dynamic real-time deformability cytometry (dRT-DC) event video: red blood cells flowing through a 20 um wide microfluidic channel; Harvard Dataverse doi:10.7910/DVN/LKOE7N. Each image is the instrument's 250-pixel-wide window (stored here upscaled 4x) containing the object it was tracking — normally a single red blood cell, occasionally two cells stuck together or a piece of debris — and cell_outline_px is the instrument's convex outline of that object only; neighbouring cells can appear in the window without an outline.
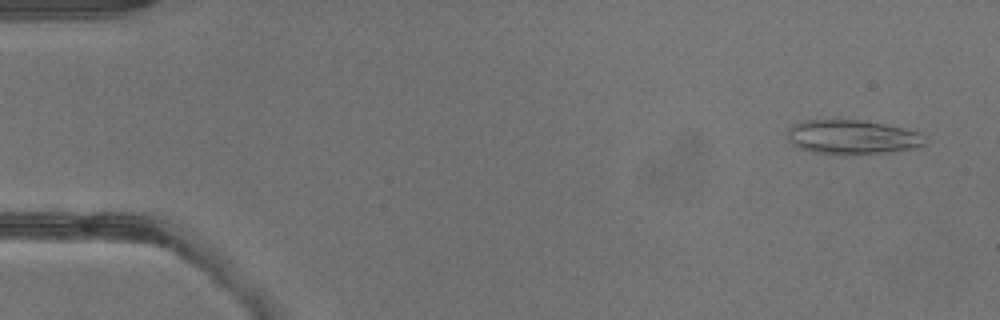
{"species": "common noctule bat (a hibernating species)", "species_latin": "Nyctalus noctula", "temperature_condition": "warm", "stored_images_in_passage": 40, "camera_frame_rate_fps": 3000, "um_per_image_px": 0.085, "animal": {"sex": "male", "body_mass_g": 13.3}, "frame": {"image": 1, "passage_image": 2, "time_ms": 0.333, "image_size_px": [1000, 320], "cell_outline_px": [[924, 144], [912, 148], [876, 152], [812, 152], [800, 148], [792, 144], [788, 140], [788, 128], [804, 120], [860, 120], [904, 128], [916, 132], [924, 136]], "centroid_in_image_um": [72.37, 11.61], "position_along_channel_um": 12.6, "area_um2": 26.18}}
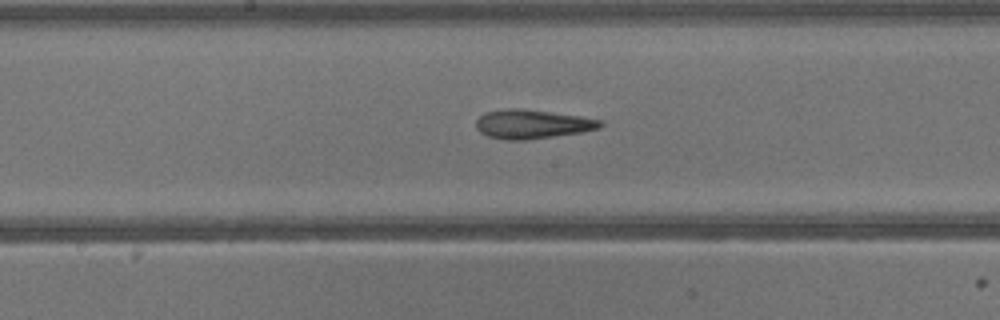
{"frame": {"image": 2, "passage_image": 21, "time_ms": 6.667, "image_size_px": [1000, 320], "cell_outline_px": [[604, 124], [600, 128], [580, 132], [524, 140], [508, 140], [488, 136], [480, 132], [476, 128], [476, 120], [484, 112], [508, 108], [516, 108], [580, 116], [600, 120]], "centroid_in_image_um": [45.2, 10.55], "position_along_channel_um": 203.0, "area_um2": 20.69}}
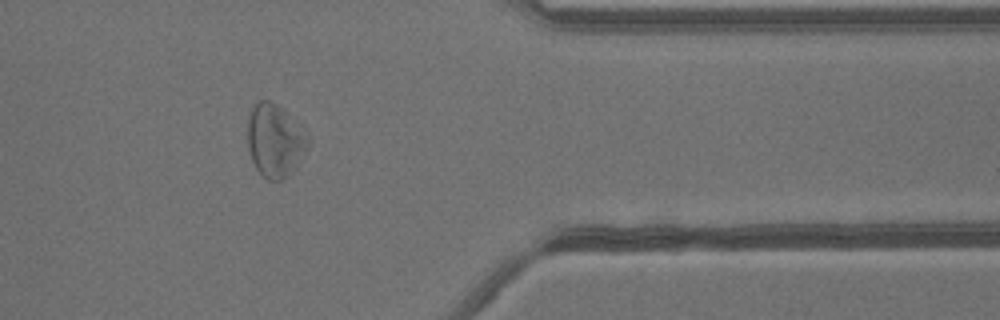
{"frame": {"image": 3, "passage_image": 33, "time_ms": 10.667, "image_size_px": [1000, 320], "cell_outline_px": [[308, 144], [296, 168], [292, 172], [280, 180], [268, 180], [256, 168], [252, 160], [248, 148], [248, 116], [252, 108], [260, 100], [268, 100], [284, 108], [288, 112], [308, 136]], "centroid_in_image_um": [23.36, 11.93], "position_along_channel_um": 388.0, "area_um2": 25.43}}